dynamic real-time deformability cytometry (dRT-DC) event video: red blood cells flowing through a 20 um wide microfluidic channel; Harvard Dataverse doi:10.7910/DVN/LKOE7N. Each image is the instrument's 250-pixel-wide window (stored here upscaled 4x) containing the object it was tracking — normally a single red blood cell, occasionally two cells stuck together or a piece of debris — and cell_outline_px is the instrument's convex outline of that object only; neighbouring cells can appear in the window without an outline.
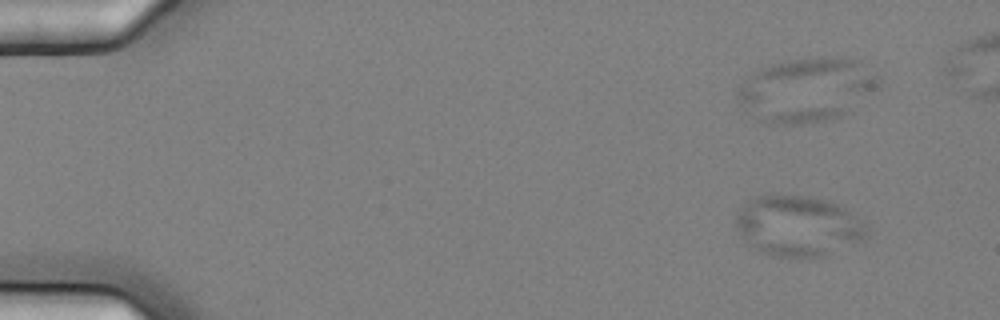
{"species": "common noctule bat (a hibernating species)", "species_latin": "Nyctalus noctula", "temperature_condition": "cold", "stored_images_in_passage": 5, "camera_frame_rate_fps": 3000, "um_per_image_px": 0.085, "animal": {"sex": "female", "body_mass_g": 25.1}, "frame": {"image": 1, "passage_image": 1, "time_ms": 0.0, "image_size_px": [1000, 320], "cell_outline_px": [[868, 224], [864, 240], [828, 256], [776, 256], [760, 252], [748, 244], [736, 228], [736, 212], [744, 200], [756, 196], [772, 192], [808, 196], [840, 204]], "centroid_in_image_um": [67.82, 19.16], "position_along_channel_um": 17.2, "area_um2": 47.22}}